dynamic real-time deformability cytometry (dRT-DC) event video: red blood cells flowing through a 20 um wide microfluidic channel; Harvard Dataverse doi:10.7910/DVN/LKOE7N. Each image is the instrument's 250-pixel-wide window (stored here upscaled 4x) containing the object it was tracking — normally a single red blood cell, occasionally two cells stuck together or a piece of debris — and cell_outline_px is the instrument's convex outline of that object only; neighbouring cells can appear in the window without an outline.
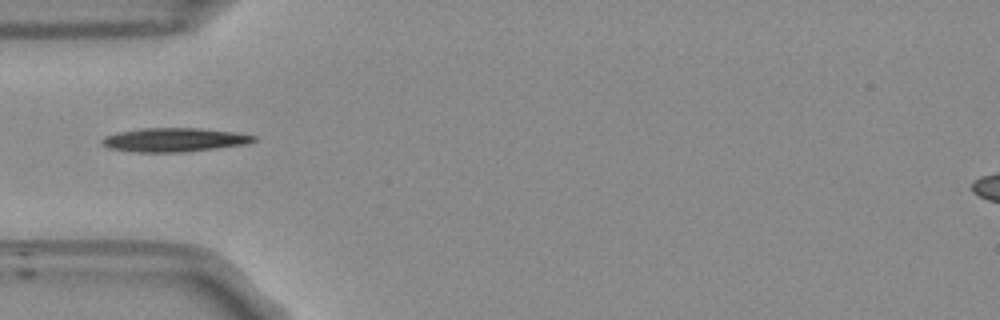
{"species": "Egyptian fruit bat (a non-hibernating species)", "species_latin": "Rousettus aegyptiacus", "temperature_condition": "room temperature", "stored_images_in_passage": 38, "camera_frame_rate_fps": 3000, "um_per_image_px": 0.085, "frame": {"image": 1, "passage_image": 1, "time_ms": 0.0, "image_size_px": [1000, 320], "cell_outline_px": [[256, 140], [248, 144], [216, 148], [180, 152], [136, 152], [108, 148], [100, 140], [104, 136], [116, 132], [140, 128], [200, 128], [232, 132], [256, 136]], "centroid_in_image_um": [14.77, 11.88], "position_along_channel_um": 70.2, "area_um2": 21.04}}
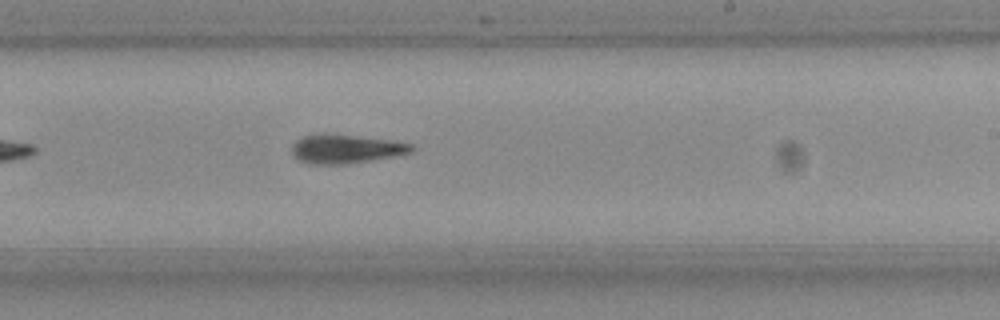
{"frame": {"image": 2, "passage_image": 16, "time_ms": 5.0, "image_size_px": [1000, 320], "cell_outline_px": [[416, 148], [412, 152], [392, 156], [368, 160], [340, 164], [312, 164], [300, 160], [292, 152], [292, 144], [296, 140], [304, 136], [352, 136], [388, 140], [412, 144]], "centroid_in_image_um": [29.42, 12.68], "position_along_channel_um": 259.6, "area_um2": 19.02}}
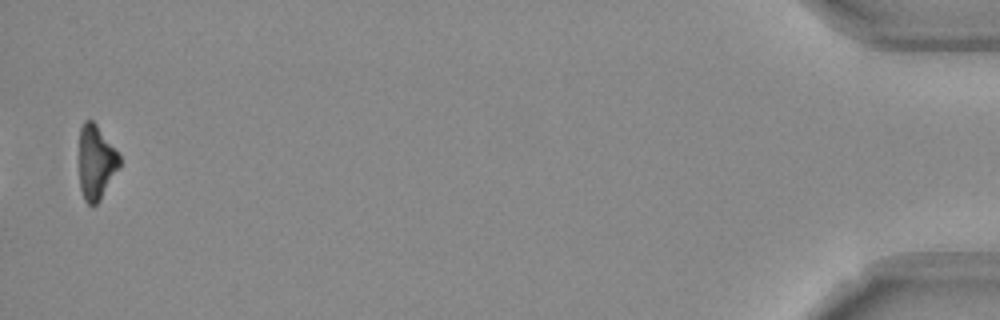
{"frame": {"image": 3, "passage_image": 37, "time_ms": 12.0, "image_size_px": [1000, 320], "cell_outline_px": [[120, 168], [100, 200], [96, 204], [88, 204], [84, 200], [80, 188], [80, 128], [84, 120], [92, 120], [96, 124], [120, 156]], "centroid_in_image_um": [8.17, 13.81], "position_along_channel_um": 427.0, "area_um2": 17.34}}